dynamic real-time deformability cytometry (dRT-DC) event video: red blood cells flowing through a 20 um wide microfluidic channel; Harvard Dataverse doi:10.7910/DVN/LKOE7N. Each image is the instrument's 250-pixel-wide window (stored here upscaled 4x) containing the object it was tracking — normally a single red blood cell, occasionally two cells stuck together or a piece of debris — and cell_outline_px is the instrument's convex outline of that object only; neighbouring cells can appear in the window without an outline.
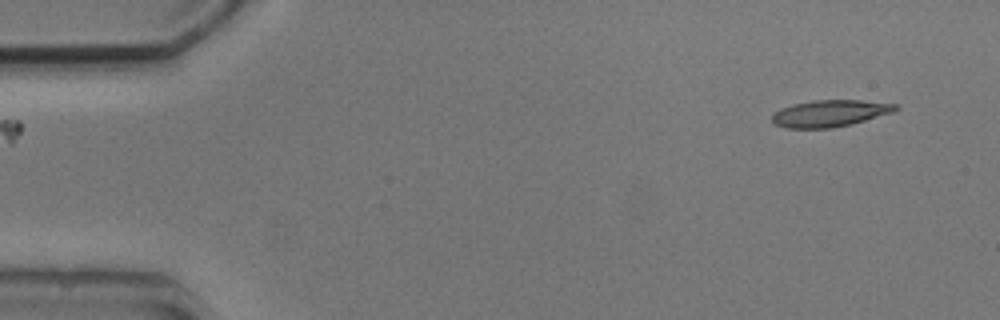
{"species": "common noctule bat (a hibernating species)", "species_latin": "Nyctalus noctula", "temperature_condition": "cold", "stored_images_in_passage": 4, "camera_frame_rate_fps": 3000, "um_per_image_px": 0.085, "animal": {"sex": "male", "body_mass_g": 20.5, "forearm_length_mm": 52.5}, "frame": {"image": 1, "passage_image": 1, "time_ms": 0.0, "image_size_px": [1000, 320], "cell_outline_px": [[900, 108], [896, 112], [852, 124], [832, 128], [784, 128], [772, 124], [772, 116], [780, 108], [792, 104], [812, 100], [860, 100], [900, 104]], "centroid_in_image_um": [70.59, 9.63], "position_along_channel_um": 14.4, "area_um2": 19.65}}
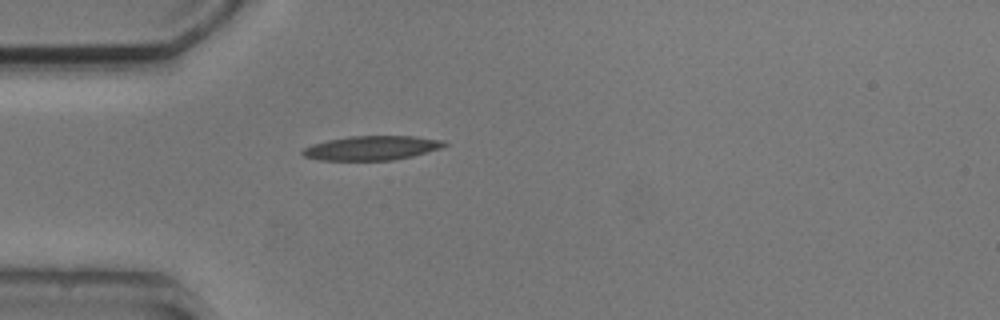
{"frame": {"image": 2, "passage_image": 4, "time_ms": 3.667, "image_size_px": [1000, 320], "cell_outline_px": [[448, 144], [440, 148], [412, 156], [392, 160], [320, 160], [304, 156], [300, 152], [304, 148], [312, 144], [328, 140], [348, 136], [416, 136], [444, 140]], "centroid_in_image_um": [31.59, 12.57], "position_along_channel_um": 53.4, "area_um2": 20.0}}